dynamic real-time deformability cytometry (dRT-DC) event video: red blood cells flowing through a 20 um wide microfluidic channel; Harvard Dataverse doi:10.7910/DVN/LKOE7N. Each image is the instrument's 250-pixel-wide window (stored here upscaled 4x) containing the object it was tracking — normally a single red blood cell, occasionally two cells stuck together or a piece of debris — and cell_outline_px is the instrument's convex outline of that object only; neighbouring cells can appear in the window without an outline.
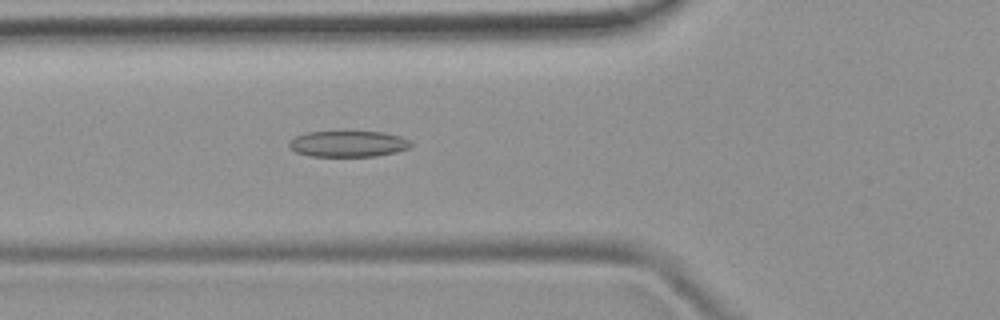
{"species": "common noctule bat (a hibernating species)", "species_latin": "Nyctalus noctula", "temperature_condition": "room temperature", "stored_images_in_passage": 51, "camera_frame_rate_fps": 3000, "um_per_image_px": 0.085, "animal": {"sex": "female", "body_mass_g": 19.9}, "frame": {"image": 1, "passage_image": 18, "time_ms": 5.667, "image_size_px": [1000, 320], "cell_outline_px": [[412, 144], [408, 148], [396, 152], [376, 156], [308, 156], [296, 152], [288, 144], [288, 140], [296, 136], [308, 132], [380, 132], [400, 136], [408, 140]], "centroid_in_image_um": [29.56, 12.23], "position_along_channel_um": 96.2, "area_um2": 18.32}}
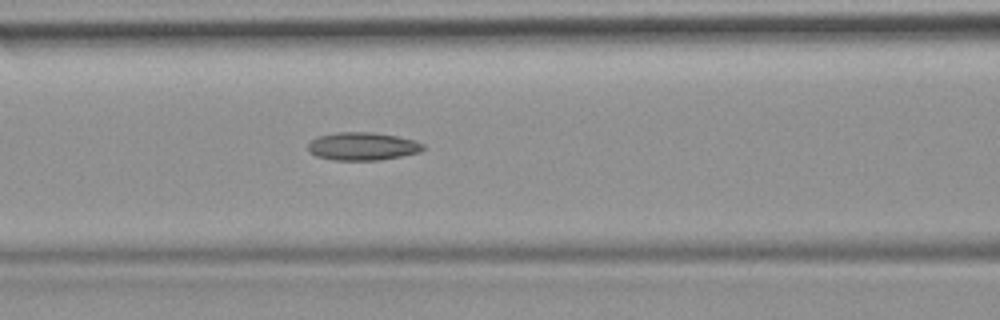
{"frame": {"image": 2, "passage_image": 21, "time_ms": 6.667, "image_size_px": [1000, 320], "cell_outline_px": [[424, 148], [420, 152], [380, 160], [332, 160], [316, 156], [308, 152], [308, 144], [316, 136], [336, 132], [372, 132], [396, 136], [416, 140], [424, 144]], "centroid_in_image_um": [30.79, 12.43], "position_along_channel_um": 135.8, "area_um2": 18.9}}
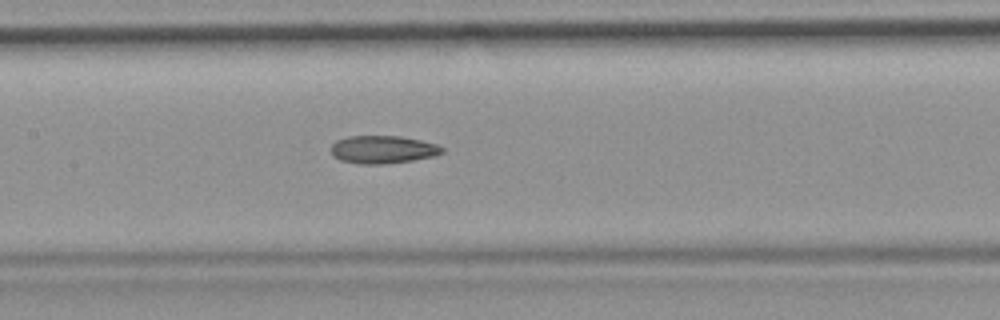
{"frame": {"image": 3, "passage_image": 24, "time_ms": 7.667, "image_size_px": [1000, 320], "cell_outline_px": [[444, 152], [436, 156], [388, 164], [360, 164], [340, 160], [332, 156], [332, 144], [336, 140], [348, 136], [400, 136], [420, 140], [436, 144], [444, 148]], "centroid_in_image_um": [32.55, 12.71], "position_along_channel_um": 174.9, "area_um2": 18.15}, "authors_computed_cell_mechanics": {"area_um2": 18.3226, "velocity_mm_per_s": 3.9075, "shape_relaxation_time_tau1_ms": null, "shape_relaxation_time_tau2_ms": 3.2605, "deformation_change_tau1": null, "deformation_change_tau2": 0.1177}}